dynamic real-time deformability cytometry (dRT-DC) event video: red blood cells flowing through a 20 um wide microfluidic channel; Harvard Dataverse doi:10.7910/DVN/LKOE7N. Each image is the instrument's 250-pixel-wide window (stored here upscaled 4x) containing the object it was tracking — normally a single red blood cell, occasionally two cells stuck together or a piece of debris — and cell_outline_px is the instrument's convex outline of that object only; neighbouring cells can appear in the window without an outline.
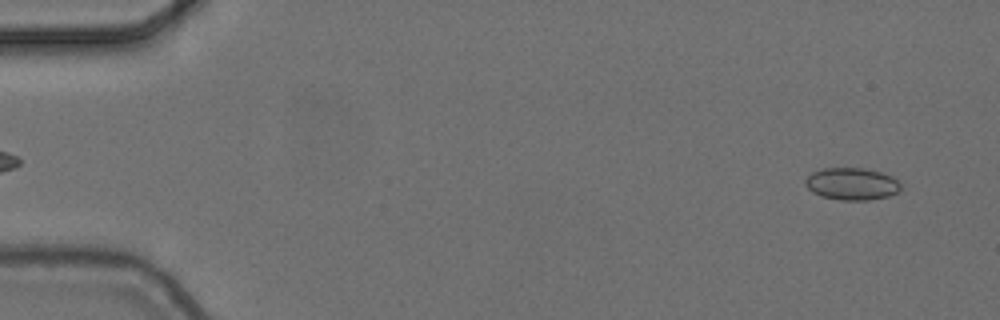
{"species": "common noctule bat (a hibernating species)", "species_latin": "Nyctalus noctula", "temperature_condition": "cold", "stored_images_in_passage": 6, "segment_of_instrument_passage": [2, 2], "camera_frame_rate_fps": 3000, "um_per_image_px": 0.085, "animal": {"sex": "female", "body_mass_g": 24.6, "forearm_length_mm": 56.2}, "frame": {"image": 1, "passage_image": 6, "time_ms": 1.667, "image_size_px": [1000, 320], "cell_outline_px": [[900, 188], [896, 192], [888, 196], [868, 200], [840, 200], [820, 196], [812, 192], [804, 184], [804, 180], [812, 172], [824, 168], [864, 168], [880, 172], [892, 176], [900, 184]], "centroid_in_image_um": [72.36, 15.63], "position_along_channel_um": 12.6, "area_um2": 17.86}}